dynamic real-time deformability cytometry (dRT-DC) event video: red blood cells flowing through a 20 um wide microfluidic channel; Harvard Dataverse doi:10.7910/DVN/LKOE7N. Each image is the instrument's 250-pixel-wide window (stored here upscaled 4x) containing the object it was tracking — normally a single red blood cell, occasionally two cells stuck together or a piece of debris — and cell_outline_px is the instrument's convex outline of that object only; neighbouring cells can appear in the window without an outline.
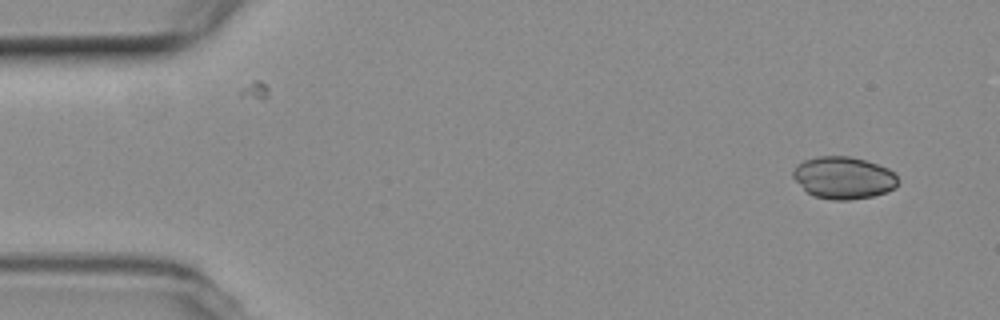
{"species": "common noctule bat (a hibernating species)", "species_latin": "Nyctalus noctula", "temperature_condition": "room temperature", "stored_images_in_passage": 53, "camera_frame_rate_fps": 3000, "um_per_image_px": 0.085, "animal": {"sex": "female", "body_mass_g": 19.3, "forearm_length_mm": 54.1}, "frame": {"image": 1, "passage_image": 3, "time_ms": 0.667, "image_size_px": [1000, 320], "cell_outline_px": [[900, 180], [896, 188], [872, 196], [848, 200], [832, 200], [812, 196], [792, 176], [792, 172], [796, 164], [804, 160], [816, 156], [848, 156], [864, 160], [888, 168], [896, 172]], "centroid_in_image_um": [71.72, 15.1], "position_along_channel_um": 13.3, "area_um2": 25.95}}
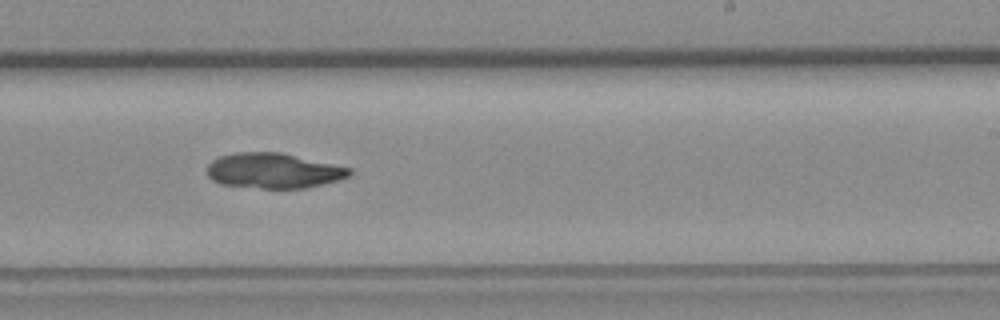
{"frame": {"image": 2, "passage_image": 32, "time_ms": 10.333, "image_size_px": [1000, 320], "cell_outline_px": [[352, 176], [340, 180], [304, 188], [260, 188], [220, 184], [212, 180], [208, 176], [208, 164], [212, 160], [220, 156], [236, 152], [280, 152], [352, 168]], "centroid_in_image_um": [23.27, 14.51], "position_along_channel_um": 265.7, "area_um2": 29.3}}
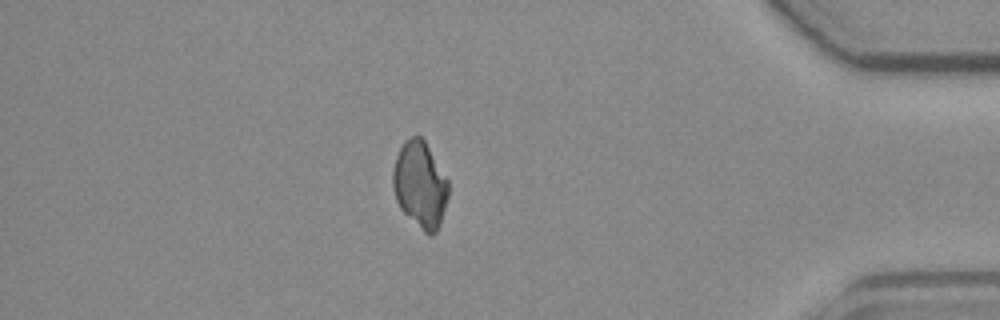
{"frame": {"image": 3, "passage_image": 46, "time_ms": 15.0, "image_size_px": [1000, 320], "cell_outline_px": [[448, 196], [440, 224], [436, 232], [432, 236], [428, 236], [400, 208], [396, 200], [392, 184], [392, 172], [396, 156], [404, 140], [412, 136], [420, 136], [424, 140], [448, 180]], "centroid_in_image_um": [35.69, 15.7], "position_along_channel_um": 399.5, "area_um2": 27.8}}